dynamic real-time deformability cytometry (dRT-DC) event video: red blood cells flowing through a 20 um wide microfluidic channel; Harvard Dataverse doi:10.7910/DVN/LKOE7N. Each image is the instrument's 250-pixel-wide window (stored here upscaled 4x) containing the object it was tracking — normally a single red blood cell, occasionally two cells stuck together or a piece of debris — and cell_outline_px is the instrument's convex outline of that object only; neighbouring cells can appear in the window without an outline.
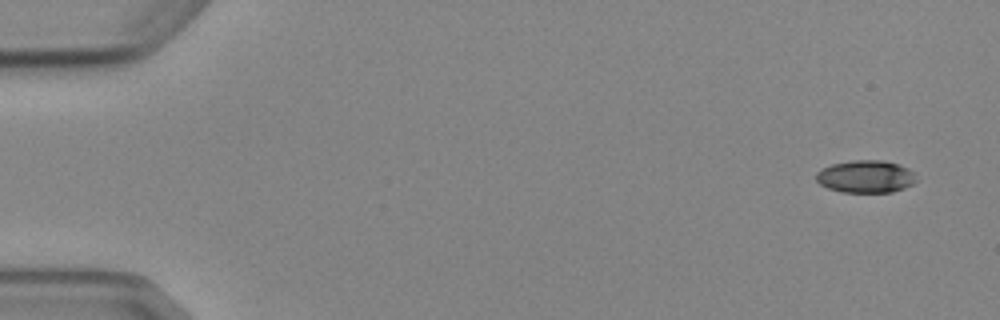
{"species": "Egyptian fruit bat (a non-hibernating species)", "species_latin": "Rousettus aegyptiacus", "temperature_condition": "cold", "stored_images_in_passage": 8, "camera_frame_rate_fps": 3000, "um_per_image_px": 0.085, "animal": {"sex": "female"}, "frame": {"image": 1, "passage_image": 1, "time_ms": 0.0, "image_size_px": [1000, 320], "cell_outline_px": [[916, 180], [912, 184], [904, 188], [892, 192], [844, 192], [828, 188], [820, 184], [816, 180], [816, 172], [820, 168], [832, 164], [852, 160], [884, 160], [908, 168], [916, 172]], "centroid_in_image_um": [73.58, 15.0], "position_along_channel_um": 11.4, "area_um2": 19.07}}
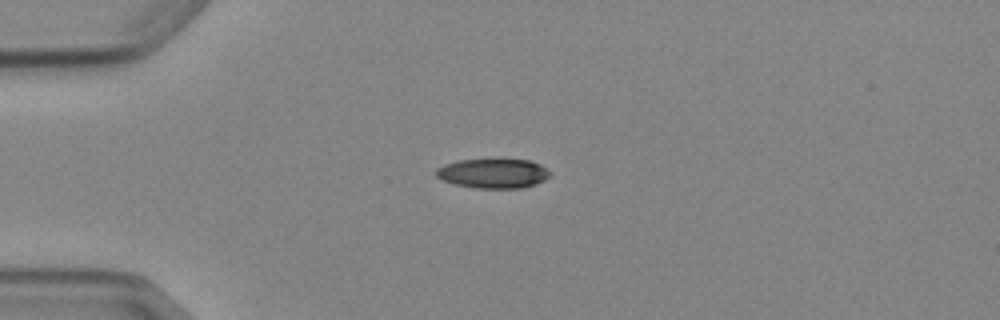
{"frame": {"image": 2, "passage_image": 4, "time_ms": 3.667, "image_size_px": [1000, 320], "cell_outline_px": [[552, 176], [536, 184], [520, 188], [476, 188], [456, 184], [444, 180], [436, 176], [436, 168], [444, 164], [460, 160], [492, 156], [500, 156], [528, 160], [540, 164], [548, 168], [552, 172]], "centroid_in_image_um": [41.98, 14.67], "position_along_channel_um": 43.0, "area_um2": 20.63}}
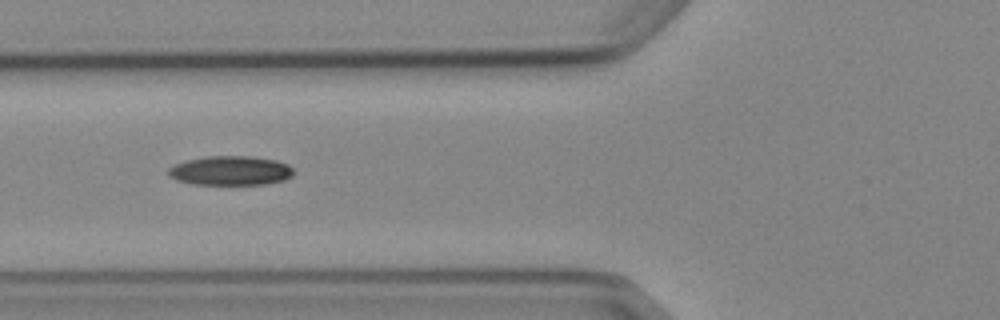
{"frame": {"image": 3, "passage_image": 6, "time_ms": 6.0, "image_size_px": [1000, 320], "cell_outline_px": [[292, 176], [284, 180], [268, 184], [192, 184], [176, 180], [168, 176], [168, 168], [176, 164], [188, 160], [208, 156], [252, 156], [276, 160], [288, 164], [292, 168]], "centroid_in_image_um": [19.59, 14.5], "position_along_channel_um": 106.2, "area_um2": 21.39}}